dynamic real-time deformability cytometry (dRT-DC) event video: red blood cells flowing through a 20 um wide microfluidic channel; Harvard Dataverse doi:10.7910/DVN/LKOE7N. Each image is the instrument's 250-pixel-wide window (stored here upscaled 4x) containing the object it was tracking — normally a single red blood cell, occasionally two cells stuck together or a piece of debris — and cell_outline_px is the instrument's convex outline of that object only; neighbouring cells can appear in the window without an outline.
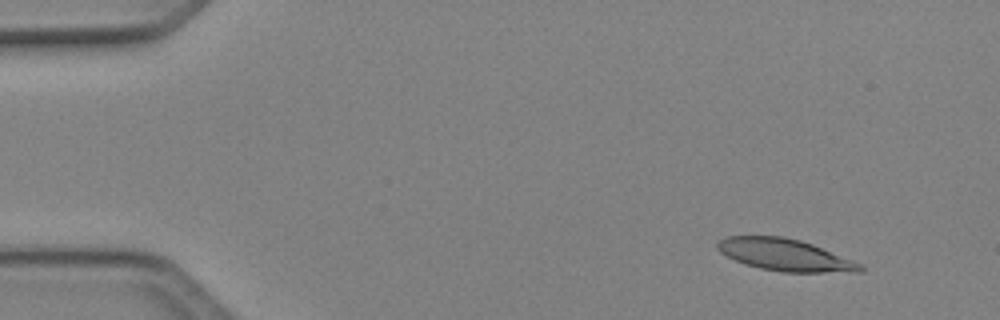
{"species": "Egyptian fruit bat (a non-hibernating species)", "species_latin": "Rousettus aegyptiacus", "temperature_condition": "cold", "stored_images_in_passage": 50, "camera_frame_rate_fps": 3000, "um_per_image_px": 0.085, "animal": {"sex": "female"}, "frame": {"image": 1, "passage_image": 5, "time_ms": 1.333, "image_size_px": [1000, 320], "cell_outline_px": [[864, 272], [784, 272], [760, 268], [736, 260], [720, 252], [716, 248], [716, 244], [724, 236], [784, 236], [800, 240], [812, 244], [864, 264]], "centroid_in_image_um": [66.77, 21.66], "position_along_channel_um": 18.2, "area_um2": 26.53}}
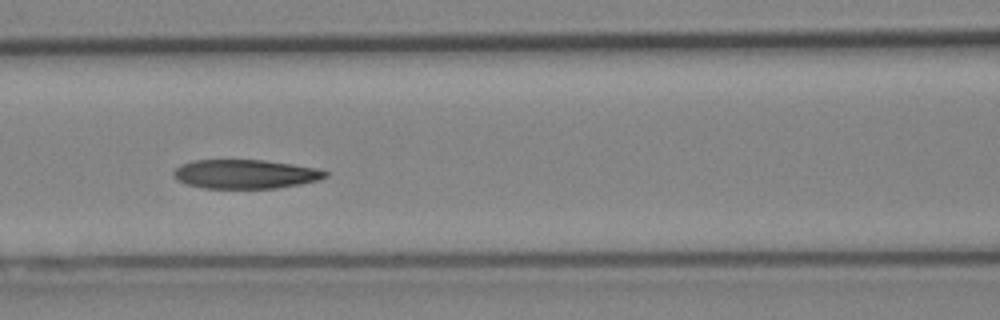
{"frame": {"image": 2, "passage_image": 22, "time_ms": 7.0, "image_size_px": [1000, 320], "cell_outline_px": [[328, 176], [320, 180], [300, 184], [276, 188], [204, 188], [188, 184], [176, 180], [172, 176], [172, 172], [180, 164], [192, 160], [264, 160], [320, 168], [328, 172]], "centroid_in_image_um": [20.86, 14.79], "position_along_channel_um": 145.7, "area_um2": 25.89}}
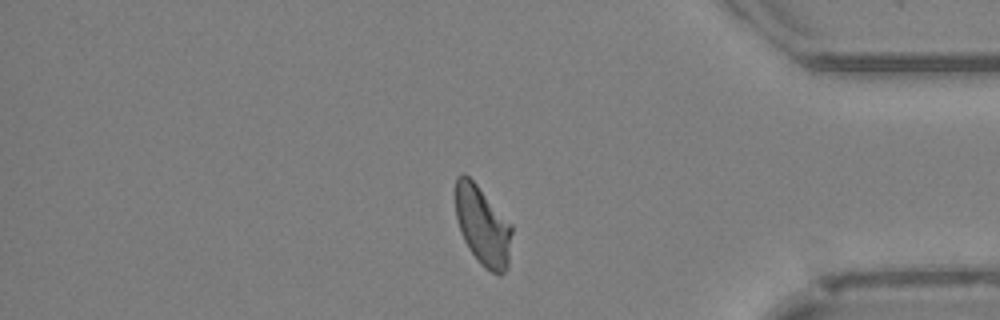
{"frame": {"image": 3, "passage_image": 42, "time_ms": 13.667, "image_size_px": [1000, 320], "cell_outline_px": [[512, 232], [508, 268], [500, 276], [496, 276], [484, 268], [480, 264], [468, 248], [464, 240], [456, 216], [456, 176], [460, 172], [464, 172], [476, 184], [512, 224]], "centroid_in_image_um": [41.04, 19.23], "position_along_channel_um": 394.2, "area_um2": 26.13}, "authors_computed_cell_mechanics": {"area_um2": 26.588, "velocity_mm_per_s": 4.1018, "shape_relaxation_time_tau1_ms": 7.3634, "shape_relaxation_time_tau2_ms": 5.3437, "deformation_change_tau1": 0.2114, "deformation_change_tau2": 0.1326}}